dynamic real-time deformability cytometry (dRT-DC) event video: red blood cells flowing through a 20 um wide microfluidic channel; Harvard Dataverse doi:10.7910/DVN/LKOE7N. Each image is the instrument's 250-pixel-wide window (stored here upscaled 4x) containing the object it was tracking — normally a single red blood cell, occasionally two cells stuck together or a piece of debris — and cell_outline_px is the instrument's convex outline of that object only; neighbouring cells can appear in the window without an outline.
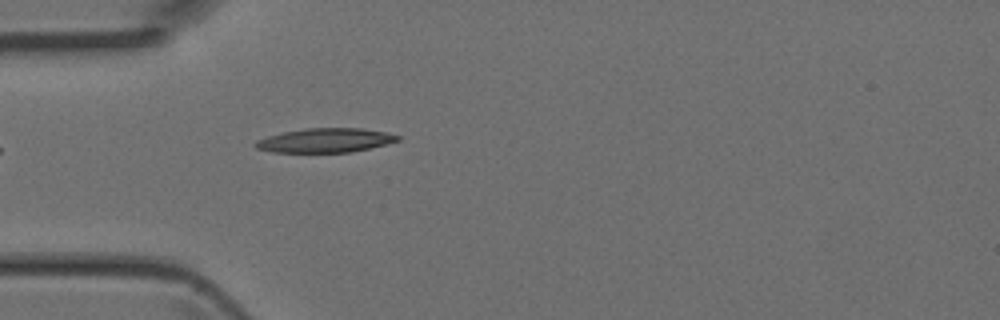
{"species": "Egyptian fruit bat (a non-hibernating species)", "species_latin": "Rousettus aegyptiacus", "temperature_condition": "room temperature", "stored_images_in_passage": 1, "camera_frame_rate_fps": 3000, "um_per_image_px": 0.085, "animal": {"sex": "female"}, "frame": {"image": 1, "passage_image": 1, "time_ms": 0.0, "image_size_px": [1000, 320], "cell_outline_px": [[400, 140], [388, 144], [352, 152], [272, 152], [256, 148], [252, 144], [256, 140], [268, 136], [284, 132], [304, 128], [360, 128], [388, 132], [400, 136]], "centroid_in_image_um": [27.67, 11.93], "position_along_channel_um": 57.3, "area_um2": 20.17}}